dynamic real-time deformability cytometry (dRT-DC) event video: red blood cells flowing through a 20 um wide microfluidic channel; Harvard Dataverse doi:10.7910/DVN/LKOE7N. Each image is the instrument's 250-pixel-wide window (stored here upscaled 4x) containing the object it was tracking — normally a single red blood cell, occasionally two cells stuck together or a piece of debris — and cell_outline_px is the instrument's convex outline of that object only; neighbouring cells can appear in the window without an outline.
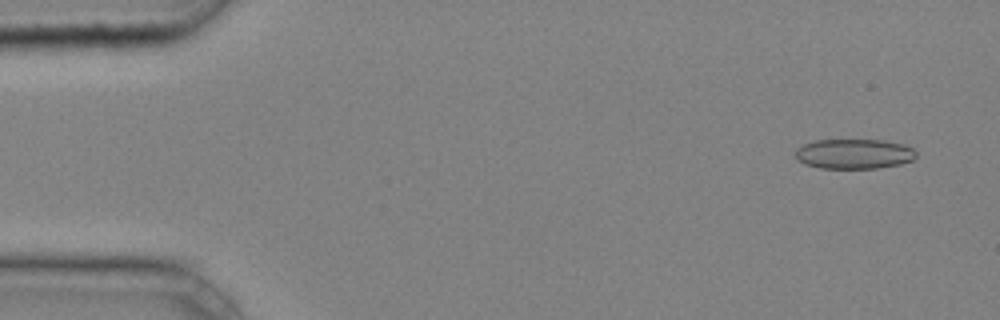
{"species": "common noctule bat (a hibernating species)", "species_latin": "Nyctalus noctula", "temperature_condition": "cold", "stored_images_in_passage": 43, "camera_frame_rate_fps": 3000, "um_per_image_px": 0.085, "animal": {"sex": "male", "body_mass_g": 20.4}, "frame": {"image": 1, "passage_image": 3, "time_ms": 0.667, "image_size_px": [1000, 320], "cell_outline_px": [[916, 156], [912, 160], [900, 164], [876, 168], [820, 168], [804, 164], [796, 160], [796, 148], [804, 144], [816, 140], [884, 140], [904, 144], [912, 148], [916, 152]], "centroid_in_image_um": [72.58, 13.08], "position_along_channel_um": 12.4, "area_um2": 21.1}}
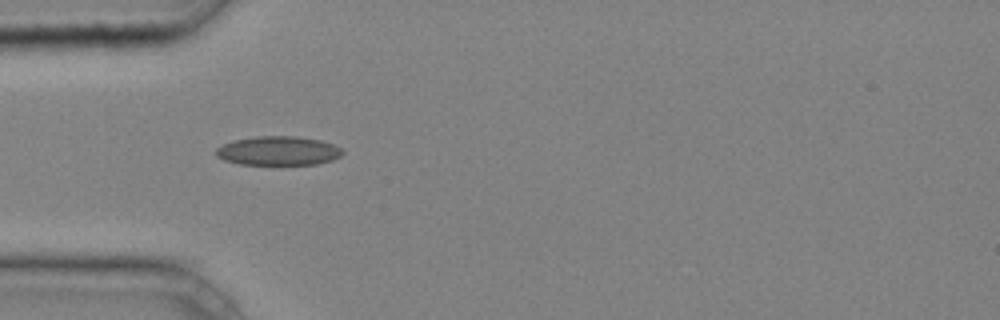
{"frame": {"image": 2, "passage_image": 14, "time_ms": 4.333, "image_size_px": [1000, 320], "cell_outline_px": [[344, 152], [340, 156], [332, 160], [316, 164], [240, 164], [224, 160], [216, 156], [216, 148], [232, 140], [256, 136], [296, 136], [320, 140], [332, 144], [340, 148]], "centroid_in_image_um": [23.63, 12.81], "position_along_channel_um": 61.4, "area_um2": 21.33}}
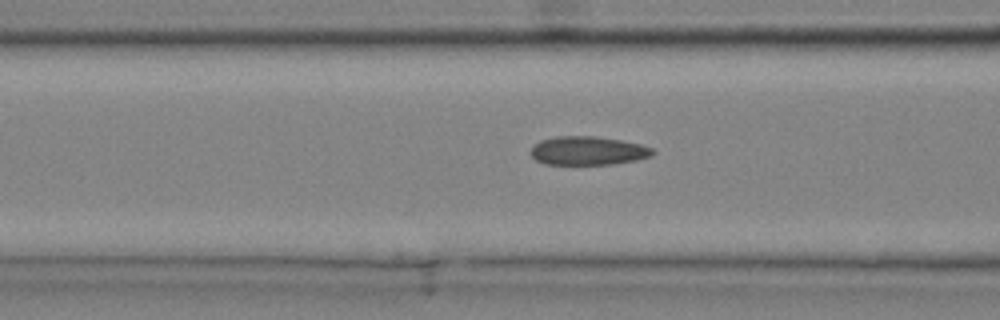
{"frame": {"image": 3, "passage_image": 18, "time_ms": 5.667, "image_size_px": [1000, 320], "cell_outline_px": [[656, 152], [652, 156], [636, 160], [612, 164], [544, 164], [536, 160], [528, 152], [540, 140], [556, 136], [592, 136], [620, 140], [640, 144], [652, 148]], "centroid_in_image_um": [49.97, 12.81], "position_along_channel_um": 116.6, "area_um2": 20.35}, "authors_computed_cell_mechanics": {"area_um2": 20.519, "velocity_mm_per_s": 4.2694, "shape_relaxation_time_tau1_ms": null, "shape_relaxation_time_tau2_ms": 2.6597, "deformation_change_tau1": null, "deformation_change_tau2": 0.1024}}